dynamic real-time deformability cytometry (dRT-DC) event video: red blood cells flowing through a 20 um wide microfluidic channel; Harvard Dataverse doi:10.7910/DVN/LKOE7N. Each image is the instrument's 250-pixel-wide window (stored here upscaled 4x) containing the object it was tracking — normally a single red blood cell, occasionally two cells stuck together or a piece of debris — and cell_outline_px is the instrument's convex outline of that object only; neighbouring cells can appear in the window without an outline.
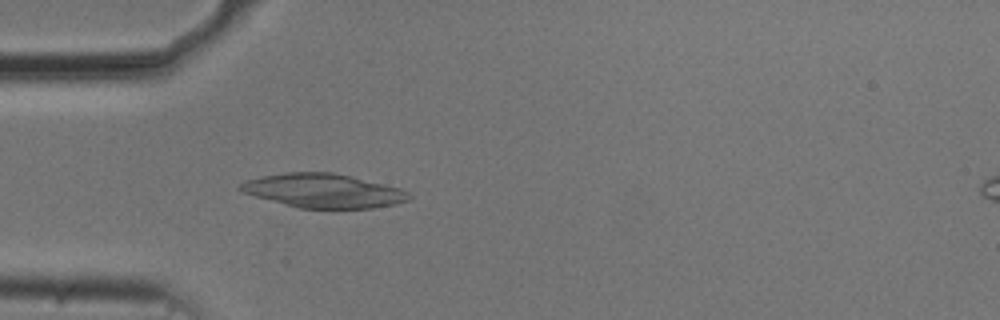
{"species": "common noctule bat (a hibernating species)", "species_latin": "Nyctalus noctula", "temperature_condition": "cold", "stored_images_in_passage": 36, "camera_frame_rate_fps": 3000, "um_per_image_px": 0.085, "animal": {"sex": "male", "body_mass_g": 20.5, "forearm_length_mm": 52.5}, "frame": {"image": 1, "passage_image": 7, "time_ms": 2.0, "image_size_px": [1000, 320], "cell_outline_px": [[412, 196], [408, 200], [396, 204], [372, 208], [300, 208], [256, 196], [244, 192], [236, 188], [240, 184], [248, 180], [260, 176], [284, 172], [332, 172], [384, 184], [400, 188], [408, 192]], "centroid_in_image_um": [27.5, 16.21], "position_along_channel_um": 57.5, "area_um2": 33.06}}
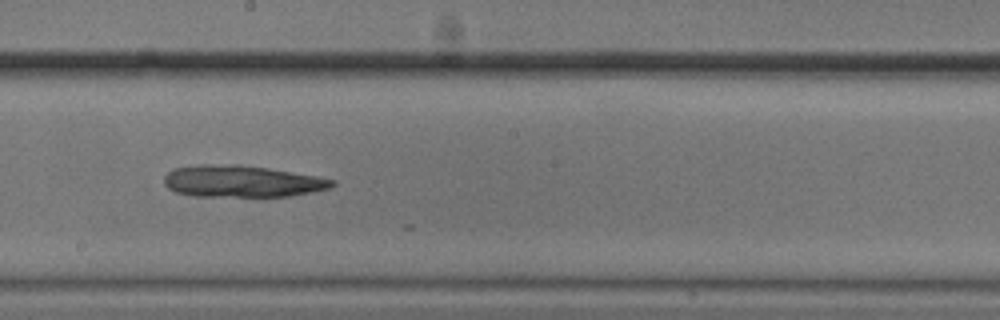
{"frame": {"image": 2, "passage_image": 21, "time_ms": 6.667, "image_size_px": [1000, 320], "cell_outline_px": [[336, 184], [328, 188], [312, 192], [288, 196], [196, 196], [176, 192], [168, 188], [164, 184], [164, 176], [172, 168], [200, 164], [236, 164], [268, 168], [316, 176], [336, 180]], "centroid_in_image_um": [20.53, 15.4], "position_along_channel_um": 227.7, "area_um2": 31.1}}
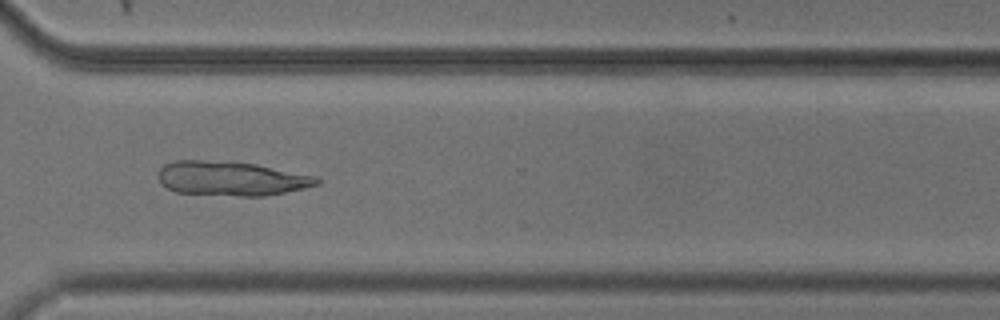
{"frame": {"image": 3, "passage_image": 31, "time_ms": 10.0, "image_size_px": [1000, 320], "cell_outline_px": [[320, 184], [304, 188], [264, 196], [240, 196], [176, 192], [160, 184], [160, 168], [164, 164], [172, 160], [200, 160], [256, 164], [320, 176]], "centroid_in_image_um": [19.7, 15.17], "position_along_channel_um": 350.9, "area_um2": 31.73}}